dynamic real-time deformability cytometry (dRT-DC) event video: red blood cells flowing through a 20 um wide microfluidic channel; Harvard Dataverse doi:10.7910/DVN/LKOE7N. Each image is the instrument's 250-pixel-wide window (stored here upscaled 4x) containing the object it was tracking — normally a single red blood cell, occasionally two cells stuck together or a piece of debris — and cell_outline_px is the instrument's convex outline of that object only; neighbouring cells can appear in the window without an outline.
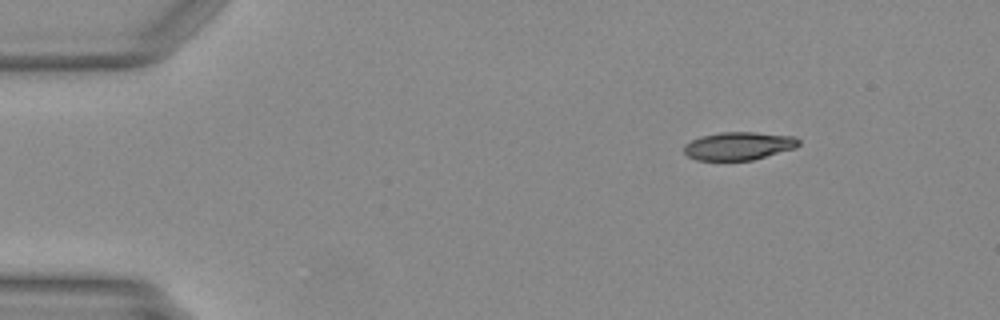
{"species": "Egyptian fruit bat (a non-hibernating species)", "species_latin": "Rousettus aegyptiacus", "temperature_condition": "warm", "stored_images_in_passage": 43, "camera_frame_rate_fps": 3000, "um_per_image_px": 0.085, "animal": {"sex": "female"}, "frame": {"image": 1, "passage_image": 1, "time_ms": 0.0, "image_size_px": [1000, 320], "cell_outline_px": [[800, 144], [796, 148], [752, 160], [696, 160], [688, 156], [684, 152], [684, 144], [700, 136], [720, 132], [756, 132], [796, 136], [800, 140]], "centroid_in_image_um": [62.81, 12.39], "position_along_channel_um": 22.2, "area_um2": 18.9}}
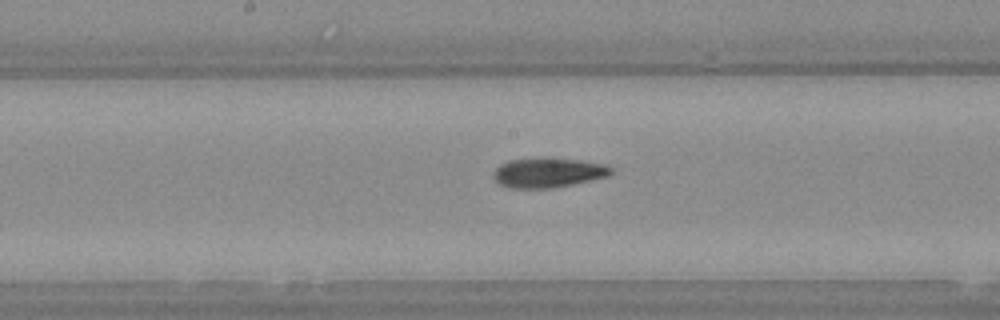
{"frame": {"image": 2, "passage_image": 20, "time_ms": 6.333, "image_size_px": [1000, 320], "cell_outline_px": [[612, 172], [608, 176], [552, 188], [512, 188], [500, 184], [492, 176], [492, 172], [500, 164], [508, 160], [540, 156], [552, 156], [580, 160], [604, 164], [612, 168]], "centroid_in_image_um": [46.55, 14.63], "position_along_channel_um": 201.7, "area_um2": 20.75}}
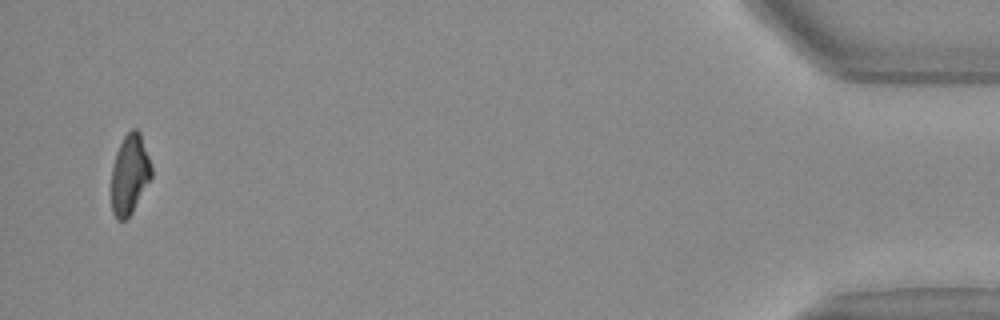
{"frame": {"image": 3, "passage_image": 42, "time_ms": 13.667, "image_size_px": [1000, 320], "cell_outline_px": [[152, 176], [128, 220], [116, 220], [112, 212], [112, 168], [116, 152], [124, 136], [132, 128], [136, 128], [140, 132], [152, 168]], "centroid_in_image_um": [11.02, 14.85], "position_along_channel_um": 424.2, "area_um2": 18.61}}